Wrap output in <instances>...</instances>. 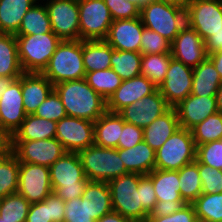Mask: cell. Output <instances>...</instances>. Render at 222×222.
I'll list each match as a JSON object with an SVG mask.
<instances>
[{
  "instance_id": "56",
  "label": "cell",
  "mask_w": 222,
  "mask_h": 222,
  "mask_svg": "<svg viewBox=\"0 0 222 222\" xmlns=\"http://www.w3.org/2000/svg\"><path fill=\"white\" fill-rule=\"evenodd\" d=\"M96 222H132L130 219L123 217L121 214L116 211H111L106 215L102 216Z\"/></svg>"
},
{
  "instance_id": "52",
  "label": "cell",
  "mask_w": 222,
  "mask_h": 222,
  "mask_svg": "<svg viewBox=\"0 0 222 222\" xmlns=\"http://www.w3.org/2000/svg\"><path fill=\"white\" fill-rule=\"evenodd\" d=\"M26 222H52L49 205L43 200L30 205Z\"/></svg>"
},
{
  "instance_id": "2",
  "label": "cell",
  "mask_w": 222,
  "mask_h": 222,
  "mask_svg": "<svg viewBox=\"0 0 222 222\" xmlns=\"http://www.w3.org/2000/svg\"><path fill=\"white\" fill-rule=\"evenodd\" d=\"M53 192L63 201L80 198L89 181L78 152H66L50 167Z\"/></svg>"
},
{
  "instance_id": "36",
  "label": "cell",
  "mask_w": 222,
  "mask_h": 222,
  "mask_svg": "<svg viewBox=\"0 0 222 222\" xmlns=\"http://www.w3.org/2000/svg\"><path fill=\"white\" fill-rule=\"evenodd\" d=\"M171 59V53L142 54L140 74L159 87L165 79Z\"/></svg>"
},
{
  "instance_id": "62",
  "label": "cell",
  "mask_w": 222,
  "mask_h": 222,
  "mask_svg": "<svg viewBox=\"0 0 222 222\" xmlns=\"http://www.w3.org/2000/svg\"><path fill=\"white\" fill-rule=\"evenodd\" d=\"M126 1H129L137 6V0H126Z\"/></svg>"
},
{
  "instance_id": "60",
  "label": "cell",
  "mask_w": 222,
  "mask_h": 222,
  "mask_svg": "<svg viewBox=\"0 0 222 222\" xmlns=\"http://www.w3.org/2000/svg\"><path fill=\"white\" fill-rule=\"evenodd\" d=\"M216 101H217V110L222 113V83L220 84L217 93H216Z\"/></svg>"
},
{
  "instance_id": "51",
  "label": "cell",
  "mask_w": 222,
  "mask_h": 222,
  "mask_svg": "<svg viewBox=\"0 0 222 222\" xmlns=\"http://www.w3.org/2000/svg\"><path fill=\"white\" fill-rule=\"evenodd\" d=\"M44 201L49 205L50 219L52 222H64L65 201L54 192L48 195Z\"/></svg>"
},
{
  "instance_id": "30",
  "label": "cell",
  "mask_w": 222,
  "mask_h": 222,
  "mask_svg": "<svg viewBox=\"0 0 222 222\" xmlns=\"http://www.w3.org/2000/svg\"><path fill=\"white\" fill-rule=\"evenodd\" d=\"M147 176L152 180L157 201H183L178 171L154 169Z\"/></svg>"
},
{
  "instance_id": "20",
  "label": "cell",
  "mask_w": 222,
  "mask_h": 222,
  "mask_svg": "<svg viewBox=\"0 0 222 222\" xmlns=\"http://www.w3.org/2000/svg\"><path fill=\"white\" fill-rule=\"evenodd\" d=\"M143 28L140 17L114 20L105 40L113 49L140 52Z\"/></svg>"
},
{
  "instance_id": "19",
  "label": "cell",
  "mask_w": 222,
  "mask_h": 222,
  "mask_svg": "<svg viewBox=\"0 0 222 222\" xmlns=\"http://www.w3.org/2000/svg\"><path fill=\"white\" fill-rule=\"evenodd\" d=\"M158 87L145 76L123 80L117 90L106 101V110L118 113L121 109L152 94Z\"/></svg>"
},
{
  "instance_id": "8",
  "label": "cell",
  "mask_w": 222,
  "mask_h": 222,
  "mask_svg": "<svg viewBox=\"0 0 222 222\" xmlns=\"http://www.w3.org/2000/svg\"><path fill=\"white\" fill-rule=\"evenodd\" d=\"M196 151L191 130L179 127L155 151V169L178 171L196 160Z\"/></svg>"
},
{
  "instance_id": "4",
  "label": "cell",
  "mask_w": 222,
  "mask_h": 222,
  "mask_svg": "<svg viewBox=\"0 0 222 222\" xmlns=\"http://www.w3.org/2000/svg\"><path fill=\"white\" fill-rule=\"evenodd\" d=\"M15 36L19 61L24 73H42L62 41L53 31Z\"/></svg>"
},
{
  "instance_id": "13",
  "label": "cell",
  "mask_w": 222,
  "mask_h": 222,
  "mask_svg": "<svg viewBox=\"0 0 222 222\" xmlns=\"http://www.w3.org/2000/svg\"><path fill=\"white\" fill-rule=\"evenodd\" d=\"M18 193L30 204L43 201L53 193L49 167L19 162Z\"/></svg>"
},
{
  "instance_id": "33",
  "label": "cell",
  "mask_w": 222,
  "mask_h": 222,
  "mask_svg": "<svg viewBox=\"0 0 222 222\" xmlns=\"http://www.w3.org/2000/svg\"><path fill=\"white\" fill-rule=\"evenodd\" d=\"M180 195L186 204H192L202 194L198 160L178 170Z\"/></svg>"
},
{
  "instance_id": "38",
  "label": "cell",
  "mask_w": 222,
  "mask_h": 222,
  "mask_svg": "<svg viewBox=\"0 0 222 222\" xmlns=\"http://www.w3.org/2000/svg\"><path fill=\"white\" fill-rule=\"evenodd\" d=\"M19 187V161L11 152L0 159V199L17 193Z\"/></svg>"
},
{
  "instance_id": "15",
  "label": "cell",
  "mask_w": 222,
  "mask_h": 222,
  "mask_svg": "<svg viewBox=\"0 0 222 222\" xmlns=\"http://www.w3.org/2000/svg\"><path fill=\"white\" fill-rule=\"evenodd\" d=\"M193 68L172 57L164 81L158 87L166 102L175 107L191 94Z\"/></svg>"
},
{
  "instance_id": "25",
  "label": "cell",
  "mask_w": 222,
  "mask_h": 222,
  "mask_svg": "<svg viewBox=\"0 0 222 222\" xmlns=\"http://www.w3.org/2000/svg\"><path fill=\"white\" fill-rule=\"evenodd\" d=\"M124 122L118 113L106 111L94 122V144L117 148Z\"/></svg>"
},
{
  "instance_id": "37",
  "label": "cell",
  "mask_w": 222,
  "mask_h": 222,
  "mask_svg": "<svg viewBox=\"0 0 222 222\" xmlns=\"http://www.w3.org/2000/svg\"><path fill=\"white\" fill-rule=\"evenodd\" d=\"M192 205L198 221L222 222V193H202Z\"/></svg>"
},
{
  "instance_id": "14",
  "label": "cell",
  "mask_w": 222,
  "mask_h": 222,
  "mask_svg": "<svg viewBox=\"0 0 222 222\" xmlns=\"http://www.w3.org/2000/svg\"><path fill=\"white\" fill-rule=\"evenodd\" d=\"M55 138L67 152H79L94 144V122L66 116L56 122Z\"/></svg>"
},
{
  "instance_id": "3",
  "label": "cell",
  "mask_w": 222,
  "mask_h": 222,
  "mask_svg": "<svg viewBox=\"0 0 222 222\" xmlns=\"http://www.w3.org/2000/svg\"><path fill=\"white\" fill-rule=\"evenodd\" d=\"M42 74L53 85L85 78L82 40H62Z\"/></svg>"
},
{
  "instance_id": "55",
  "label": "cell",
  "mask_w": 222,
  "mask_h": 222,
  "mask_svg": "<svg viewBox=\"0 0 222 222\" xmlns=\"http://www.w3.org/2000/svg\"><path fill=\"white\" fill-rule=\"evenodd\" d=\"M11 152L12 137L7 131L0 128V159H3Z\"/></svg>"
},
{
  "instance_id": "1",
  "label": "cell",
  "mask_w": 222,
  "mask_h": 222,
  "mask_svg": "<svg viewBox=\"0 0 222 222\" xmlns=\"http://www.w3.org/2000/svg\"><path fill=\"white\" fill-rule=\"evenodd\" d=\"M67 116L95 122L106 110V100L85 80H71L54 85Z\"/></svg>"
},
{
  "instance_id": "49",
  "label": "cell",
  "mask_w": 222,
  "mask_h": 222,
  "mask_svg": "<svg viewBox=\"0 0 222 222\" xmlns=\"http://www.w3.org/2000/svg\"><path fill=\"white\" fill-rule=\"evenodd\" d=\"M139 184L142 207L150 215L157 203L152 180L147 175L139 174Z\"/></svg>"
},
{
  "instance_id": "54",
  "label": "cell",
  "mask_w": 222,
  "mask_h": 222,
  "mask_svg": "<svg viewBox=\"0 0 222 222\" xmlns=\"http://www.w3.org/2000/svg\"><path fill=\"white\" fill-rule=\"evenodd\" d=\"M207 55L214 54L222 50V27L205 41Z\"/></svg>"
},
{
  "instance_id": "22",
  "label": "cell",
  "mask_w": 222,
  "mask_h": 222,
  "mask_svg": "<svg viewBox=\"0 0 222 222\" xmlns=\"http://www.w3.org/2000/svg\"><path fill=\"white\" fill-rule=\"evenodd\" d=\"M53 89L54 85L42 73H23L21 90L25 113L34 114Z\"/></svg>"
},
{
  "instance_id": "43",
  "label": "cell",
  "mask_w": 222,
  "mask_h": 222,
  "mask_svg": "<svg viewBox=\"0 0 222 222\" xmlns=\"http://www.w3.org/2000/svg\"><path fill=\"white\" fill-rule=\"evenodd\" d=\"M35 116L58 122L66 117V111L57 92L53 89L47 98L37 107Z\"/></svg>"
},
{
  "instance_id": "32",
  "label": "cell",
  "mask_w": 222,
  "mask_h": 222,
  "mask_svg": "<svg viewBox=\"0 0 222 222\" xmlns=\"http://www.w3.org/2000/svg\"><path fill=\"white\" fill-rule=\"evenodd\" d=\"M52 31L51 22L45 3L38 1L24 15L20 28L15 35H36Z\"/></svg>"
},
{
  "instance_id": "40",
  "label": "cell",
  "mask_w": 222,
  "mask_h": 222,
  "mask_svg": "<svg viewBox=\"0 0 222 222\" xmlns=\"http://www.w3.org/2000/svg\"><path fill=\"white\" fill-rule=\"evenodd\" d=\"M30 205L18 192L9 194L0 199V218L6 222H26Z\"/></svg>"
},
{
  "instance_id": "39",
  "label": "cell",
  "mask_w": 222,
  "mask_h": 222,
  "mask_svg": "<svg viewBox=\"0 0 222 222\" xmlns=\"http://www.w3.org/2000/svg\"><path fill=\"white\" fill-rule=\"evenodd\" d=\"M85 80L106 101L123 81L112 68L86 73Z\"/></svg>"
},
{
  "instance_id": "61",
  "label": "cell",
  "mask_w": 222,
  "mask_h": 222,
  "mask_svg": "<svg viewBox=\"0 0 222 222\" xmlns=\"http://www.w3.org/2000/svg\"><path fill=\"white\" fill-rule=\"evenodd\" d=\"M158 0H137V7L141 10L143 7Z\"/></svg>"
},
{
  "instance_id": "5",
  "label": "cell",
  "mask_w": 222,
  "mask_h": 222,
  "mask_svg": "<svg viewBox=\"0 0 222 222\" xmlns=\"http://www.w3.org/2000/svg\"><path fill=\"white\" fill-rule=\"evenodd\" d=\"M113 211L132 222H145L148 213L143 209L140 197L139 174L128 173L107 182Z\"/></svg>"
},
{
  "instance_id": "46",
  "label": "cell",
  "mask_w": 222,
  "mask_h": 222,
  "mask_svg": "<svg viewBox=\"0 0 222 222\" xmlns=\"http://www.w3.org/2000/svg\"><path fill=\"white\" fill-rule=\"evenodd\" d=\"M202 193H222V170L212 168L198 161Z\"/></svg>"
},
{
  "instance_id": "23",
  "label": "cell",
  "mask_w": 222,
  "mask_h": 222,
  "mask_svg": "<svg viewBox=\"0 0 222 222\" xmlns=\"http://www.w3.org/2000/svg\"><path fill=\"white\" fill-rule=\"evenodd\" d=\"M117 151L128 173L148 175L155 169V151L144 140L131 148H117Z\"/></svg>"
},
{
  "instance_id": "53",
  "label": "cell",
  "mask_w": 222,
  "mask_h": 222,
  "mask_svg": "<svg viewBox=\"0 0 222 222\" xmlns=\"http://www.w3.org/2000/svg\"><path fill=\"white\" fill-rule=\"evenodd\" d=\"M186 203L184 201H157L148 216H167L179 211Z\"/></svg>"
},
{
  "instance_id": "29",
  "label": "cell",
  "mask_w": 222,
  "mask_h": 222,
  "mask_svg": "<svg viewBox=\"0 0 222 222\" xmlns=\"http://www.w3.org/2000/svg\"><path fill=\"white\" fill-rule=\"evenodd\" d=\"M55 135V121L29 114L11 137L12 140H41L55 138Z\"/></svg>"
},
{
  "instance_id": "18",
  "label": "cell",
  "mask_w": 222,
  "mask_h": 222,
  "mask_svg": "<svg viewBox=\"0 0 222 222\" xmlns=\"http://www.w3.org/2000/svg\"><path fill=\"white\" fill-rule=\"evenodd\" d=\"M21 90V76L16 79L0 98V128L11 136L26 118Z\"/></svg>"
},
{
  "instance_id": "16",
  "label": "cell",
  "mask_w": 222,
  "mask_h": 222,
  "mask_svg": "<svg viewBox=\"0 0 222 222\" xmlns=\"http://www.w3.org/2000/svg\"><path fill=\"white\" fill-rule=\"evenodd\" d=\"M170 108L171 106L157 88L152 94L121 109L118 114L125 122L144 128Z\"/></svg>"
},
{
  "instance_id": "47",
  "label": "cell",
  "mask_w": 222,
  "mask_h": 222,
  "mask_svg": "<svg viewBox=\"0 0 222 222\" xmlns=\"http://www.w3.org/2000/svg\"><path fill=\"white\" fill-rule=\"evenodd\" d=\"M113 21L119 19H132L140 17V9L133 3L126 0H103Z\"/></svg>"
},
{
  "instance_id": "12",
  "label": "cell",
  "mask_w": 222,
  "mask_h": 222,
  "mask_svg": "<svg viewBox=\"0 0 222 222\" xmlns=\"http://www.w3.org/2000/svg\"><path fill=\"white\" fill-rule=\"evenodd\" d=\"M186 21L205 41L222 27V2L192 0L186 8Z\"/></svg>"
},
{
  "instance_id": "44",
  "label": "cell",
  "mask_w": 222,
  "mask_h": 222,
  "mask_svg": "<svg viewBox=\"0 0 222 222\" xmlns=\"http://www.w3.org/2000/svg\"><path fill=\"white\" fill-rule=\"evenodd\" d=\"M141 54L171 53V42L159 35L156 31L143 28L141 37Z\"/></svg>"
},
{
  "instance_id": "42",
  "label": "cell",
  "mask_w": 222,
  "mask_h": 222,
  "mask_svg": "<svg viewBox=\"0 0 222 222\" xmlns=\"http://www.w3.org/2000/svg\"><path fill=\"white\" fill-rule=\"evenodd\" d=\"M64 222H96L91 201L82 196L66 201Z\"/></svg>"
},
{
  "instance_id": "28",
  "label": "cell",
  "mask_w": 222,
  "mask_h": 222,
  "mask_svg": "<svg viewBox=\"0 0 222 222\" xmlns=\"http://www.w3.org/2000/svg\"><path fill=\"white\" fill-rule=\"evenodd\" d=\"M38 0H0V33L16 34L27 11ZM40 1V0H39Z\"/></svg>"
},
{
  "instance_id": "9",
  "label": "cell",
  "mask_w": 222,
  "mask_h": 222,
  "mask_svg": "<svg viewBox=\"0 0 222 222\" xmlns=\"http://www.w3.org/2000/svg\"><path fill=\"white\" fill-rule=\"evenodd\" d=\"M80 40H105L113 18L103 0H78Z\"/></svg>"
},
{
  "instance_id": "34",
  "label": "cell",
  "mask_w": 222,
  "mask_h": 222,
  "mask_svg": "<svg viewBox=\"0 0 222 222\" xmlns=\"http://www.w3.org/2000/svg\"><path fill=\"white\" fill-rule=\"evenodd\" d=\"M82 197L93 204L95 221L113 211L111 194L107 182L88 181Z\"/></svg>"
},
{
  "instance_id": "17",
  "label": "cell",
  "mask_w": 222,
  "mask_h": 222,
  "mask_svg": "<svg viewBox=\"0 0 222 222\" xmlns=\"http://www.w3.org/2000/svg\"><path fill=\"white\" fill-rule=\"evenodd\" d=\"M171 54L174 59L192 68L208 57L204 40L187 23L171 42Z\"/></svg>"
},
{
  "instance_id": "24",
  "label": "cell",
  "mask_w": 222,
  "mask_h": 222,
  "mask_svg": "<svg viewBox=\"0 0 222 222\" xmlns=\"http://www.w3.org/2000/svg\"><path fill=\"white\" fill-rule=\"evenodd\" d=\"M179 127L177 112L174 107H171L143 128V140L156 151Z\"/></svg>"
},
{
  "instance_id": "27",
  "label": "cell",
  "mask_w": 222,
  "mask_h": 222,
  "mask_svg": "<svg viewBox=\"0 0 222 222\" xmlns=\"http://www.w3.org/2000/svg\"><path fill=\"white\" fill-rule=\"evenodd\" d=\"M222 83L218 71L213 62L207 57L193 68V82L191 94L196 96H216Z\"/></svg>"
},
{
  "instance_id": "7",
  "label": "cell",
  "mask_w": 222,
  "mask_h": 222,
  "mask_svg": "<svg viewBox=\"0 0 222 222\" xmlns=\"http://www.w3.org/2000/svg\"><path fill=\"white\" fill-rule=\"evenodd\" d=\"M140 18L144 27L156 31L170 42L187 23L186 9L160 0L143 7Z\"/></svg>"
},
{
  "instance_id": "35",
  "label": "cell",
  "mask_w": 222,
  "mask_h": 222,
  "mask_svg": "<svg viewBox=\"0 0 222 222\" xmlns=\"http://www.w3.org/2000/svg\"><path fill=\"white\" fill-rule=\"evenodd\" d=\"M140 52L116 50L112 48L110 59L111 68L122 80H128L140 76L141 69Z\"/></svg>"
},
{
  "instance_id": "57",
  "label": "cell",
  "mask_w": 222,
  "mask_h": 222,
  "mask_svg": "<svg viewBox=\"0 0 222 222\" xmlns=\"http://www.w3.org/2000/svg\"><path fill=\"white\" fill-rule=\"evenodd\" d=\"M208 58L213 62L215 69L218 71L219 76L222 79V50L209 55Z\"/></svg>"
},
{
  "instance_id": "11",
  "label": "cell",
  "mask_w": 222,
  "mask_h": 222,
  "mask_svg": "<svg viewBox=\"0 0 222 222\" xmlns=\"http://www.w3.org/2000/svg\"><path fill=\"white\" fill-rule=\"evenodd\" d=\"M45 3L52 31L61 40H80L78 0H47Z\"/></svg>"
},
{
  "instance_id": "31",
  "label": "cell",
  "mask_w": 222,
  "mask_h": 222,
  "mask_svg": "<svg viewBox=\"0 0 222 222\" xmlns=\"http://www.w3.org/2000/svg\"><path fill=\"white\" fill-rule=\"evenodd\" d=\"M24 73L14 34L0 33V76L20 77Z\"/></svg>"
},
{
  "instance_id": "6",
  "label": "cell",
  "mask_w": 222,
  "mask_h": 222,
  "mask_svg": "<svg viewBox=\"0 0 222 222\" xmlns=\"http://www.w3.org/2000/svg\"><path fill=\"white\" fill-rule=\"evenodd\" d=\"M78 154L89 181L109 182L128 174L117 148H104L93 144L80 150Z\"/></svg>"
},
{
  "instance_id": "48",
  "label": "cell",
  "mask_w": 222,
  "mask_h": 222,
  "mask_svg": "<svg viewBox=\"0 0 222 222\" xmlns=\"http://www.w3.org/2000/svg\"><path fill=\"white\" fill-rule=\"evenodd\" d=\"M192 204H185L179 211L167 216H148L145 222H197Z\"/></svg>"
},
{
  "instance_id": "50",
  "label": "cell",
  "mask_w": 222,
  "mask_h": 222,
  "mask_svg": "<svg viewBox=\"0 0 222 222\" xmlns=\"http://www.w3.org/2000/svg\"><path fill=\"white\" fill-rule=\"evenodd\" d=\"M141 141H143V128L124 122L117 148H131Z\"/></svg>"
},
{
  "instance_id": "10",
  "label": "cell",
  "mask_w": 222,
  "mask_h": 222,
  "mask_svg": "<svg viewBox=\"0 0 222 222\" xmlns=\"http://www.w3.org/2000/svg\"><path fill=\"white\" fill-rule=\"evenodd\" d=\"M12 152L19 162L50 167L67 151L56 139L12 140Z\"/></svg>"
},
{
  "instance_id": "21",
  "label": "cell",
  "mask_w": 222,
  "mask_h": 222,
  "mask_svg": "<svg viewBox=\"0 0 222 222\" xmlns=\"http://www.w3.org/2000/svg\"><path fill=\"white\" fill-rule=\"evenodd\" d=\"M180 127L191 130L208 116L218 112L216 96L190 94L175 107Z\"/></svg>"
},
{
  "instance_id": "41",
  "label": "cell",
  "mask_w": 222,
  "mask_h": 222,
  "mask_svg": "<svg viewBox=\"0 0 222 222\" xmlns=\"http://www.w3.org/2000/svg\"><path fill=\"white\" fill-rule=\"evenodd\" d=\"M191 132L196 146L222 140V113L216 112L208 116L204 121L194 126Z\"/></svg>"
},
{
  "instance_id": "59",
  "label": "cell",
  "mask_w": 222,
  "mask_h": 222,
  "mask_svg": "<svg viewBox=\"0 0 222 222\" xmlns=\"http://www.w3.org/2000/svg\"><path fill=\"white\" fill-rule=\"evenodd\" d=\"M160 1H164L166 3H170V4H174V5H178L184 9H186L192 0H160Z\"/></svg>"
},
{
  "instance_id": "26",
  "label": "cell",
  "mask_w": 222,
  "mask_h": 222,
  "mask_svg": "<svg viewBox=\"0 0 222 222\" xmlns=\"http://www.w3.org/2000/svg\"><path fill=\"white\" fill-rule=\"evenodd\" d=\"M112 47L106 40H83L82 57L86 73L111 68Z\"/></svg>"
},
{
  "instance_id": "58",
  "label": "cell",
  "mask_w": 222,
  "mask_h": 222,
  "mask_svg": "<svg viewBox=\"0 0 222 222\" xmlns=\"http://www.w3.org/2000/svg\"><path fill=\"white\" fill-rule=\"evenodd\" d=\"M19 77H3L0 76V98L7 88Z\"/></svg>"
},
{
  "instance_id": "45",
  "label": "cell",
  "mask_w": 222,
  "mask_h": 222,
  "mask_svg": "<svg viewBox=\"0 0 222 222\" xmlns=\"http://www.w3.org/2000/svg\"><path fill=\"white\" fill-rule=\"evenodd\" d=\"M196 159L202 164L222 170V140L197 145Z\"/></svg>"
}]
</instances>
